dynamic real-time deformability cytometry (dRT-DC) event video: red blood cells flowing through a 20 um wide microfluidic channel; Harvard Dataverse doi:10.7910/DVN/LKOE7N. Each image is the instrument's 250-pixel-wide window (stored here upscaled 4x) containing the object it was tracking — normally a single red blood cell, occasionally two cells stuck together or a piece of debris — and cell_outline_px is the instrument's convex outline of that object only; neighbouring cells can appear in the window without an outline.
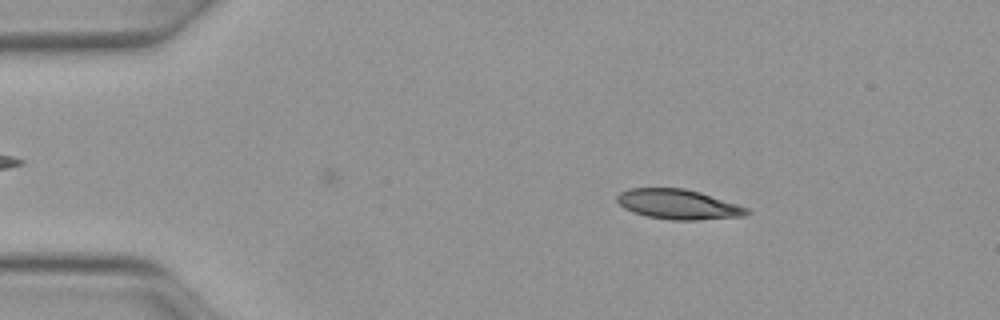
{"species": "Egyptian fruit bat (a non-hibernating species)", "species_latin": "Rousettus aegyptiacus", "temperature_condition": "warm", "stored_images_in_passage": 12, "camera_frame_rate_fps": 3000, "um_per_image_px": 0.085, "animal": {"sex": "female"}, "frame": {"image": 1, "passage_image": 7, "time_ms": 2.0, "image_size_px": [1000, 320], "cell_outline_px": [[752, 212], [744, 216], [696, 220], [672, 220], [644, 216], [632, 212], [624, 208], [616, 200], [616, 196], [620, 192], [628, 188], [684, 188], [700, 192], [748, 208]], "centroid_in_image_um": [57.62, 17.37], "position_along_channel_um": 27.4, "area_um2": 22.66}}